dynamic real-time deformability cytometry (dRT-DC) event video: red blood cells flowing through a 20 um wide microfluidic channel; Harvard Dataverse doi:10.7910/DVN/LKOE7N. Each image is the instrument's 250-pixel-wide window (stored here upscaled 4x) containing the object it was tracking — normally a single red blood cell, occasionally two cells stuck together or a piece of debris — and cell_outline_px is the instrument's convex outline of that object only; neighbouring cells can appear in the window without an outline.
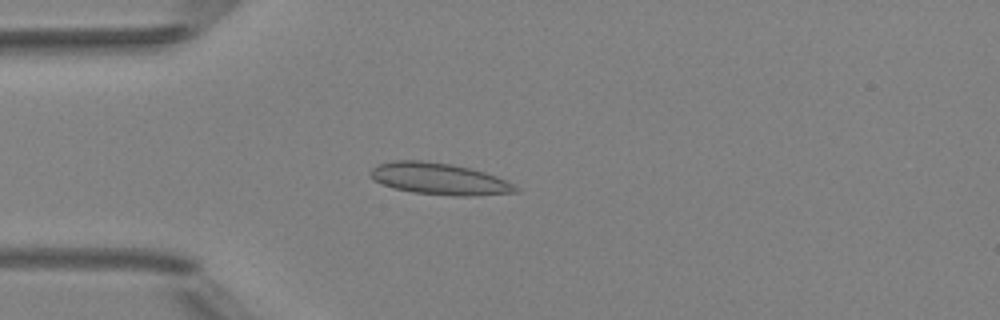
{"species": "Egyptian fruit bat (a non-hibernating species)", "species_latin": "Rousettus aegyptiacus", "temperature_condition": "room temperature", "stored_images_in_passage": 4, "camera_frame_rate_fps": 3000, "um_per_image_px": 0.085, "animal": {"sex": "female"}, "frame": {"image": 1, "passage_image": 3, "time_ms": 2.333, "image_size_px": [1000, 320], "cell_outline_px": [[520, 192], [468, 196], [452, 196], [412, 192], [392, 188], [376, 180], [368, 172], [376, 164], [392, 160], [420, 160], [452, 164], [484, 172], [496, 176], [520, 188]], "centroid_in_image_um": [37.32, 15.2], "position_along_channel_um": 47.7, "area_um2": 26.76}}